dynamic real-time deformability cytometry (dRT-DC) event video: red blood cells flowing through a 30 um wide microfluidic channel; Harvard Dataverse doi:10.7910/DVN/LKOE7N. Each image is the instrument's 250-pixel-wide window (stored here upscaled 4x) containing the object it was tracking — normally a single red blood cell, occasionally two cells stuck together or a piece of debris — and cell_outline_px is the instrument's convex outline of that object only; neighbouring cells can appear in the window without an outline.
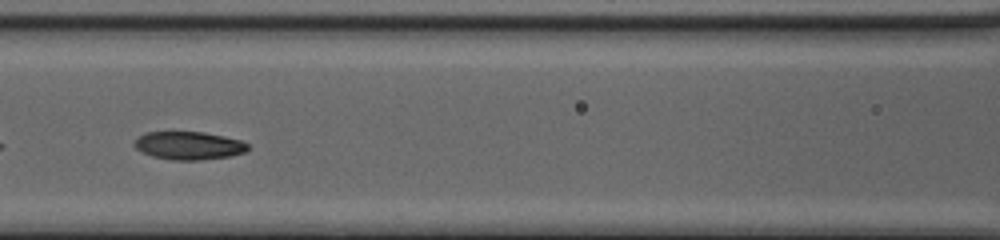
{"species": "common noctule bat (a hibernating species)", "species_latin": "Nyctalus noctula", "temperature_condition": "cold", "stored_images_in_passage": 39, "segment_of_instrument_passage": [2, 2], "camera_frame_rate_fps": 3000, "um_per_image_px": 0.085, "animal": {"sex": "female", "body_mass_g": 20.0, "forearm_length_mm": 54.0}, "frame": {"image": 1, "passage_image": 16, "time_ms": 5.0, "image_size_px": [1000, 240], "cell_outline_px": [[248, 148], [244, 152], [228, 156], [200, 160], [172, 160], [152, 156], [136, 148], [132, 144], [144, 132], [204, 132], [224, 136], [240, 140], [248, 144]], "centroid_in_image_um": [16.03, 12.37], "position_along_channel_um": 150.6, "area_um2": 18.38}}
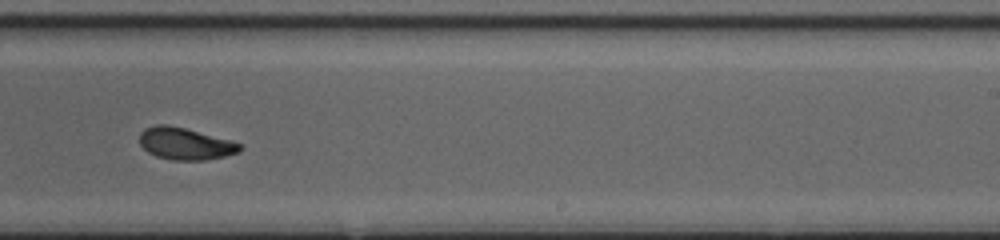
{"frame": {"image": 2, "passage_image": 25, "time_ms": 8.0, "image_size_px": [1000, 240], "cell_outline_px": [[244, 148], [240, 152], [224, 156], [204, 160], [172, 160], [156, 156], [148, 152], [140, 144], [140, 132], [144, 128], [156, 124], [168, 124], [232, 140], [244, 144]], "centroid_in_image_um": [15.78, 12.21], "position_along_channel_um": 273.2, "area_um2": 18.9}}
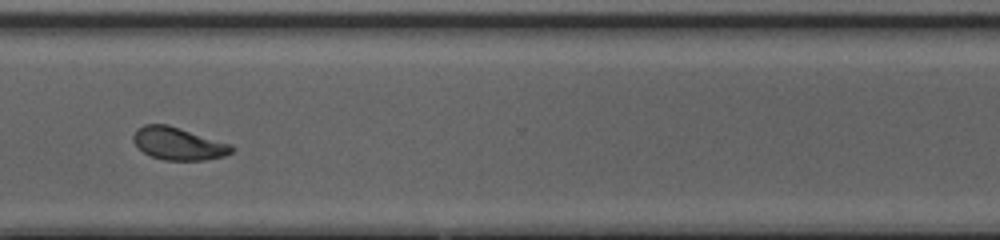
{"frame": {"image": 3, "passage_image": 31, "time_ms": 10.0, "image_size_px": [1000, 240], "cell_outline_px": [[236, 148], [232, 152], [224, 156], [204, 160], [164, 160], [152, 156], [144, 152], [132, 140], [132, 136], [136, 128], [144, 124], [168, 124], [232, 144]], "centroid_in_image_um": [15.17, 12.19], "position_along_channel_um": 355.4, "area_um2": 18.79}}